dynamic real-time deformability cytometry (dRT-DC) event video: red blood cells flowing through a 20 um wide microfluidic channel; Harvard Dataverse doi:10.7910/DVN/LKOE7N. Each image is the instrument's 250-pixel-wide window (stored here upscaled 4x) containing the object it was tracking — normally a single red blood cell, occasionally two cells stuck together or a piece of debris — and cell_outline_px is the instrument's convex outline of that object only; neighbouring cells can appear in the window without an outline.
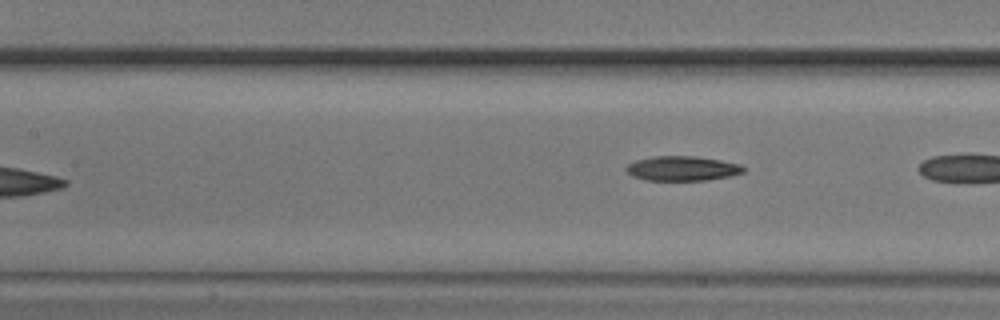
{"species": "common noctule bat (a hibernating species)", "species_latin": "Nyctalus noctula", "temperature_condition": "cold", "stored_images_in_passage": 7, "camera_frame_rate_fps": 3000, "um_per_image_px": 0.085, "animal": {"sex": "male", "body_mass_g": 20.5, "forearm_length_mm": 52.5}, "frame": {"image": 1, "passage_image": 7, "time_ms": 8.0, "image_size_px": [1000, 320], "cell_outline_px": [[744, 172], [728, 176], [708, 180], [644, 180], [632, 176], [624, 168], [628, 164], [636, 160], [652, 156], [696, 156], [720, 160], [740, 164], [744, 168]], "centroid_in_image_um": [57.96, 14.31], "position_along_channel_um": 149.4, "area_um2": 16.82}}